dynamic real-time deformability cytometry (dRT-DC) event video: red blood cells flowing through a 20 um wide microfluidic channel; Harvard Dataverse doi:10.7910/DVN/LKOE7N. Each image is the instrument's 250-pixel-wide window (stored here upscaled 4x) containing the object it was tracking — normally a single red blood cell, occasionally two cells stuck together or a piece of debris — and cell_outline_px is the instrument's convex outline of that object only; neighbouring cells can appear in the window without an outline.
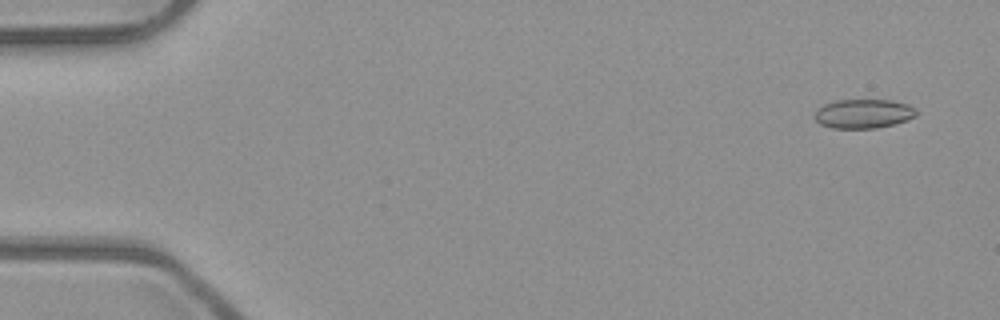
{"species": "common noctule bat (a hibernating species)", "species_latin": "Nyctalus noctula", "temperature_condition": "room temperature", "stored_images_in_passage": 5, "camera_frame_rate_fps": 3000, "um_per_image_px": 0.085, "animal": {"sex": "male", "body_mass_g": 23.1, "forearm_length_mm": 52.7}, "frame": {"image": 1, "passage_image": 1, "time_ms": 0.0, "image_size_px": [1000, 320], "cell_outline_px": [[916, 116], [908, 120], [876, 128], [832, 128], [820, 124], [812, 116], [824, 104], [836, 100], [892, 100], [908, 104], [916, 112]], "centroid_in_image_um": [73.37, 9.66], "position_along_channel_um": 11.6, "area_um2": 17.17}}
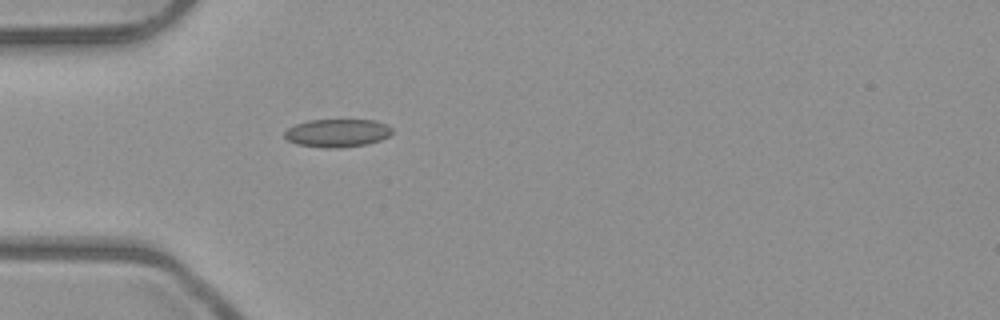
{"frame": {"image": 2, "passage_image": 5, "time_ms": 1.333, "image_size_px": [1000, 320], "cell_outline_px": [[392, 132], [388, 136], [380, 140], [368, 144], [336, 148], [324, 148], [296, 144], [288, 140], [284, 136], [284, 132], [288, 128], [296, 124], [308, 120], [376, 120], [388, 124], [392, 128]], "centroid_in_image_um": [28.68, 11.3], "position_along_channel_um": 56.3, "area_um2": 17.69}}